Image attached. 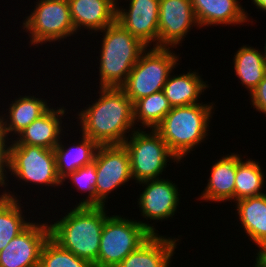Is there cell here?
<instances>
[{"label": "cell", "instance_id": "cell-19", "mask_svg": "<svg viewBox=\"0 0 266 267\" xmlns=\"http://www.w3.org/2000/svg\"><path fill=\"white\" fill-rule=\"evenodd\" d=\"M10 102L6 113L3 111L4 108L0 113V128L8 138L11 136V140L52 106V103H48L49 100L41 98V96L36 98V95L32 94H25V96L19 94L18 98L16 96Z\"/></svg>", "mask_w": 266, "mask_h": 267}, {"label": "cell", "instance_id": "cell-4", "mask_svg": "<svg viewBox=\"0 0 266 267\" xmlns=\"http://www.w3.org/2000/svg\"><path fill=\"white\" fill-rule=\"evenodd\" d=\"M99 49V87H121L140 55L148 48L117 21L105 27Z\"/></svg>", "mask_w": 266, "mask_h": 267}, {"label": "cell", "instance_id": "cell-30", "mask_svg": "<svg viewBox=\"0 0 266 267\" xmlns=\"http://www.w3.org/2000/svg\"><path fill=\"white\" fill-rule=\"evenodd\" d=\"M12 142L11 138H8L0 128V194L13 198V199H22L21 196L15 194L8 189L9 183L8 180L10 174V143ZM3 187V189H2ZM7 187V188H6ZM17 195V196H16Z\"/></svg>", "mask_w": 266, "mask_h": 267}, {"label": "cell", "instance_id": "cell-6", "mask_svg": "<svg viewBox=\"0 0 266 267\" xmlns=\"http://www.w3.org/2000/svg\"><path fill=\"white\" fill-rule=\"evenodd\" d=\"M145 130L136 129L123 143L129 154L131 175L136 184L161 178L171 165L168 162L180 163L155 129Z\"/></svg>", "mask_w": 266, "mask_h": 267}, {"label": "cell", "instance_id": "cell-29", "mask_svg": "<svg viewBox=\"0 0 266 267\" xmlns=\"http://www.w3.org/2000/svg\"><path fill=\"white\" fill-rule=\"evenodd\" d=\"M96 179L97 174L95 161L81 167L73 173H70L63 179L62 186L71 182L70 184H72V186L74 185L73 188L77 190V192L81 191L80 193L82 194L86 193V197L79 200V203L75 201L76 204L74 206H95Z\"/></svg>", "mask_w": 266, "mask_h": 267}, {"label": "cell", "instance_id": "cell-1", "mask_svg": "<svg viewBox=\"0 0 266 267\" xmlns=\"http://www.w3.org/2000/svg\"><path fill=\"white\" fill-rule=\"evenodd\" d=\"M98 88L99 97L92 105L87 104L75 114L79 134L98 145L123 144L138 129L133 120V103L120 87Z\"/></svg>", "mask_w": 266, "mask_h": 267}, {"label": "cell", "instance_id": "cell-18", "mask_svg": "<svg viewBox=\"0 0 266 267\" xmlns=\"http://www.w3.org/2000/svg\"><path fill=\"white\" fill-rule=\"evenodd\" d=\"M191 2L200 29L219 25L239 27L245 23L249 24L248 22L254 24L253 18L250 20V15L240 0H191Z\"/></svg>", "mask_w": 266, "mask_h": 267}, {"label": "cell", "instance_id": "cell-7", "mask_svg": "<svg viewBox=\"0 0 266 267\" xmlns=\"http://www.w3.org/2000/svg\"><path fill=\"white\" fill-rule=\"evenodd\" d=\"M31 13L23 17V32L30 38L29 45L33 47L57 41L59 44L67 37L76 36L71 19L68 0H36Z\"/></svg>", "mask_w": 266, "mask_h": 267}, {"label": "cell", "instance_id": "cell-5", "mask_svg": "<svg viewBox=\"0 0 266 267\" xmlns=\"http://www.w3.org/2000/svg\"><path fill=\"white\" fill-rule=\"evenodd\" d=\"M175 53L172 48L149 47L140 55L120 87L133 104L163 90L169 74L181 63L180 54Z\"/></svg>", "mask_w": 266, "mask_h": 267}, {"label": "cell", "instance_id": "cell-8", "mask_svg": "<svg viewBox=\"0 0 266 267\" xmlns=\"http://www.w3.org/2000/svg\"><path fill=\"white\" fill-rule=\"evenodd\" d=\"M111 215L104 223L97 261L93 267H117L153 234L134 217Z\"/></svg>", "mask_w": 266, "mask_h": 267}, {"label": "cell", "instance_id": "cell-21", "mask_svg": "<svg viewBox=\"0 0 266 267\" xmlns=\"http://www.w3.org/2000/svg\"><path fill=\"white\" fill-rule=\"evenodd\" d=\"M233 206L241 232L257 245L258 253L266 246V193L237 200Z\"/></svg>", "mask_w": 266, "mask_h": 267}, {"label": "cell", "instance_id": "cell-32", "mask_svg": "<svg viewBox=\"0 0 266 267\" xmlns=\"http://www.w3.org/2000/svg\"><path fill=\"white\" fill-rule=\"evenodd\" d=\"M255 260H254V264L253 267H266V260L263 259L257 252L254 255Z\"/></svg>", "mask_w": 266, "mask_h": 267}, {"label": "cell", "instance_id": "cell-12", "mask_svg": "<svg viewBox=\"0 0 266 267\" xmlns=\"http://www.w3.org/2000/svg\"><path fill=\"white\" fill-rule=\"evenodd\" d=\"M193 27L200 30L191 0H160L158 47H182Z\"/></svg>", "mask_w": 266, "mask_h": 267}, {"label": "cell", "instance_id": "cell-34", "mask_svg": "<svg viewBox=\"0 0 266 267\" xmlns=\"http://www.w3.org/2000/svg\"><path fill=\"white\" fill-rule=\"evenodd\" d=\"M258 254H259L263 259L266 260V246H265L263 249H261V250L258 252Z\"/></svg>", "mask_w": 266, "mask_h": 267}, {"label": "cell", "instance_id": "cell-23", "mask_svg": "<svg viewBox=\"0 0 266 267\" xmlns=\"http://www.w3.org/2000/svg\"><path fill=\"white\" fill-rule=\"evenodd\" d=\"M174 71L175 69L169 74L162 90L170 106L173 108L200 103L201 95L204 97L205 90L211 84L202 79L198 70L189 69L187 73L179 75H175Z\"/></svg>", "mask_w": 266, "mask_h": 267}, {"label": "cell", "instance_id": "cell-33", "mask_svg": "<svg viewBox=\"0 0 266 267\" xmlns=\"http://www.w3.org/2000/svg\"><path fill=\"white\" fill-rule=\"evenodd\" d=\"M251 1L259 11L266 13V0H251Z\"/></svg>", "mask_w": 266, "mask_h": 267}, {"label": "cell", "instance_id": "cell-10", "mask_svg": "<svg viewBox=\"0 0 266 267\" xmlns=\"http://www.w3.org/2000/svg\"><path fill=\"white\" fill-rule=\"evenodd\" d=\"M173 182L175 181L163 177L138 183L144 189L137 198L140 216L143 217V221L138 219V222L152 234H159L155 226L156 222L173 219L177 214L182 194ZM145 219L147 222L144 221ZM148 220L150 222L155 220V223L149 224Z\"/></svg>", "mask_w": 266, "mask_h": 267}, {"label": "cell", "instance_id": "cell-9", "mask_svg": "<svg viewBox=\"0 0 266 267\" xmlns=\"http://www.w3.org/2000/svg\"><path fill=\"white\" fill-rule=\"evenodd\" d=\"M17 183H26L31 187L61 188L53 149L41 146L10 145V175ZM16 178V179H15ZM34 184V186H33ZM39 187H41L39 189Z\"/></svg>", "mask_w": 266, "mask_h": 267}, {"label": "cell", "instance_id": "cell-17", "mask_svg": "<svg viewBox=\"0 0 266 267\" xmlns=\"http://www.w3.org/2000/svg\"><path fill=\"white\" fill-rule=\"evenodd\" d=\"M68 3L77 34L81 29H86L88 35H97L99 31L116 22V0H68Z\"/></svg>", "mask_w": 266, "mask_h": 267}, {"label": "cell", "instance_id": "cell-20", "mask_svg": "<svg viewBox=\"0 0 266 267\" xmlns=\"http://www.w3.org/2000/svg\"><path fill=\"white\" fill-rule=\"evenodd\" d=\"M181 237L153 234L117 267H170Z\"/></svg>", "mask_w": 266, "mask_h": 267}, {"label": "cell", "instance_id": "cell-31", "mask_svg": "<svg viewBox=\"0 0 266 267\" xmlns=\"http://www.w3.org/2000/svg\"><path fill=\"white\" fill-rule=\"evenodd\" d=\"M248 95H250L249 101L251 102V108L253 107L255 111L265 114L266 117V75Z\"/></svg>", "mask_w": 266, "mask_h": 267}, {"label": "cell", "instance_id": "cell-28", "mask_svg": "<svg viewBox=\"0 0 266 267\" xmlns=\"http://www.w3.org/2000/svg\"><path fill=\"white\" fill-rule=\"evenodd\" d=\"M39 267H93V265L62 248L49 236L40 252Z\"/></svg>", "mask_w": 266, "mask_h": 267}, {"label": "cell", "instance_id": "cell-22", "mask_svg": "<svg viewBox=\"0 0 266 267\" xmlns=\"http://www.w3.org/2000/svg\"><path fill=\"white\" fill-rule=\"evenodd\" d=\"M64 136L66 135L61 136L58 145L53 149L57 174L61 181L70 173L92 163L99 147L95 141L83 134H80L79 140H74L72 144L70 141L69 144L62 141Z\"/></svg>", "mask_w": 266, "mask_h": 267}, {"label": "cell", "instance_id": "cell-26", "mask_svg": "<svg viewBox=\"0 0 266 267\" xmlns=\"http://www.w3.org/2000/svg\"><path fill=\"white\" fill-rule=\"evenodd\" d=\"M245 156L246 153L244 155L246 160L242 157L237 164L234 202L266 193L262 190L266 184L262 165L256 159L246 158Z\"/></svg>", "mask_w": 266, "mask_h": 267}, {"label": "cell", "instance_id": "cell-13", "mask_svg": "<svg viewBox=\"0 0 266 267\" xmlns=\"http://www.w3.org/2000/svg\"><path fill=\"white\" fill-rule=\"evenodd\" d=\"M124 1L129 2L126 8L125 4L121 6L120 2H117L116 21L147 47H158L160 0Z\"/></svg>", "mask_w": 266, "mask_h": 267}, {"label": "cell", "instance_id": "cell-16", "mask_svg": "<svg viewBox=\"0 0 266 267\" xmlns=\"http://www.w3.org/2000/svg\"><path fill=\"white\" fill-rule=\"evenodd\" d=\"M243 157L237 152H230L213 161L207 184L201 194L196 198L205 202H233L235 178L238 161Z\"/></svg>", "mask_w": 266, "mask_h": 267}, {"label": "cell", "instance_id": "cell-24", "mask_svg": "<svg viewBox=\"0 0 266 267\" xmlns=\"http://www.w3.org/2000/svg\"><path fill=\"white\" fill-rule=\"evenodd\" d=\"M234 75L250 94L266 75V62L262 49L242 45L234 53Z\"/></svg>", "mask_w": 266, "mask_h": 267}, {"label": "cell", "instance_id": "cell-11", "mask_svg": "<svg viewBox=\"0 0 266 267\" xmlns=\"http://www.w3.org/2000/svg\"><path fill=\"white\" fill-rule=\"evenodd\" d=\"M94 161L97 174L95 206H106L112 191L133 181L129 154L123 144L99 145Z\"/></svg>", "mask_w": 266, "mask_h": 267}, {"label": "cell", "instance_id": "cell-25", "mask_svg": "<svg viewBox=\"0 0 266 267\" xmlns=\"http://www.w3.org/2000/svg\"><path fill=\"white\" fill-rule=\"evenodd\" d=\"M21 201L0 194V251L33 222L23 214Z\"/></svg>", "mask_w": 266, "mask_h": 267}, {"label": "cell", "instance_id": "cell-27", "mask_svg": "<svg viewBox=\"0 0 266 267\" xmlns=\"http://www.w3.org/2000/svg\"><path fill=\"white\" fill-rule=\"evenodd\" d=\"M171 108L163 91L150 94L133 104L134 124H141L138 129H155Z\"/></svg>", "mask_w": 266, "mask_h": 267}, {"label": "cell", "instance_id": "cell-35", "mask_svg": "<svg viewBox=\"0 0 266 267\" xmlns=\"http://www.w3.org/2000/svg\"><path fill=\"white\" fill-rule=\"evenodd\" d=\"M266 38V37H265ZM266 40V39H265ZM265 46L262 48V51H263V55H264V59H265V62H266V41H265Z\"/></svg>", "mask_w": 266, "mask_h": 267}, {"label": "cell", "instance_id": "cell-2", "mask_svg": "<svg viewBox=\"0 0 266 267\" xmlns=\"http://www.w3.org/2000/svg\"><path fill=\"white\" fill-rule=\"evenodd\" d=\"M106 209L107 206L67 208L64 215H59L61 218L48 221L50 237L62 248L93 265L98 258L105 220L110 216Z\"/></svg>", "mask_w": 266, "mask_h": 267}, {"label": "cell", "instance_id": "cell-14", "mask_svg": "<svg viewBox=\"0 0 266 267\" xmlns=\"http://www.w3.org/2000/svg\"><path fill=\"white\" fill-rule=\"evenodd\" d=\"M37 221L33 220L0 251V267H39L40 252L50 236V227L48 219L43 223Z\"/></svg>", "mask_w": 266, "mask_h": 267}, {"label": "cell", "instance_id": "cell-3", "mask_svg": "<svg viewBox=\"0 0 266 267\" xmlns=\"http://www.w3.org/2000/svg\"><path fill=\"white\" fill-rule=\"evenodd\" d=\"M204 103L171 108L155 128L180 164L196 147L209 139L210 122L217 106L214 101Z\"/></svg>", "mask_w": 266, "mask_h": 267}, {"label": "cell", "instance_id": "cell-15", "mask_svg": "<svg viewBox=\"0 0 266 267\" xmlns=\"http://www.w3.org/2000/svg\"><path fill=\"white\" fill-rule=\"evenodd\" d=\"M59 106L49 108L42 116L35 119L17 137L12 139L11 145L41 146L54 149L61 136L66 133L63 121H66L64 116L69 114L64 106Z\"/></svg>", "mask_w": 266, "mask_h": 267}]
</instances>
